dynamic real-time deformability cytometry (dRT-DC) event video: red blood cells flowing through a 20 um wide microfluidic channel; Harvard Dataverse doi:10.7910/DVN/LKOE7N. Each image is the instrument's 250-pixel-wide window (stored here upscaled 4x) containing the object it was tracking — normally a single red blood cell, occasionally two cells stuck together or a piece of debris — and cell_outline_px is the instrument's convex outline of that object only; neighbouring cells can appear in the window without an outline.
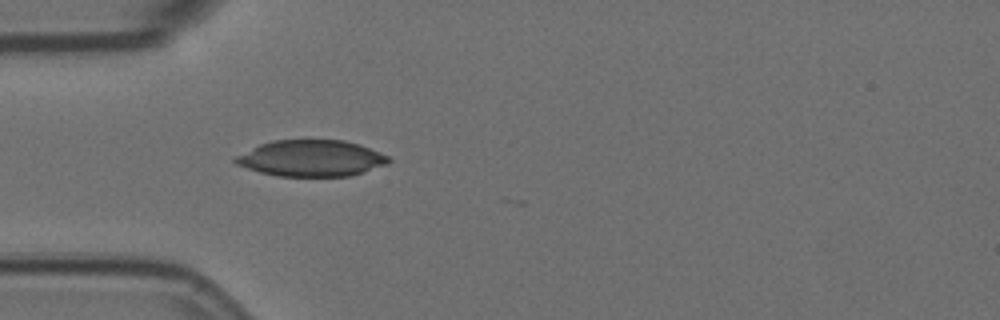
{"species": "Egyptian fruit bat (a non-hibernating species)", "species_latin": "Rousettus aegyptiacus", "temperature_condition": "room temperature", "stored_images_in_passage": 4, "camera_frame_rate_fps": 3000, "um_per_image_px": 0.085, "animal": {"sex": "female"}, "frame": {"image": 1, "passage_image": 1, "time_ms": 0.0, "image_size_px": [1000, 320], "cell_outline_px": [[392, 160], [388, 164], [364, 172], [348, 176], [276, 176], [260, 172], [236, 164], [232, 160], [236, 156], [260, 144], [272, 140], [344, 140], [360, 144], [388, 156]], "centroid_in_image_um": [26.47, 13.45], "position_along_channel_um": 58.5, "area_um2": 32.37}}